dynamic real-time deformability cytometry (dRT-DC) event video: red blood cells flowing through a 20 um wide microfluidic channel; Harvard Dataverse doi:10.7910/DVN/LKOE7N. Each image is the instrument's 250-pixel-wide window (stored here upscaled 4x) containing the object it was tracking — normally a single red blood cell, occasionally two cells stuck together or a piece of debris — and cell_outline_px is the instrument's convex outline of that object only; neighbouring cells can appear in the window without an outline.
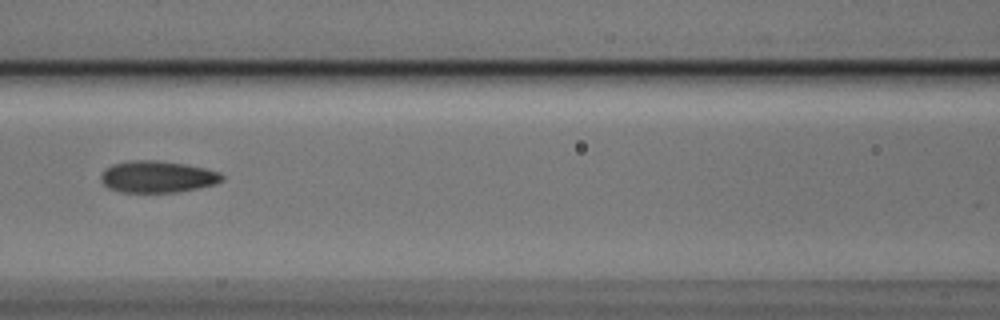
{"species": "Egyptian fruit bat (a non-hibernating species)", "species_latin": "Rousettus aegyptiacus", "temperature_condition": "cold", "stored_images_in_passage": 7, "camera_frame_rate_fps": 3000, "um_per_image_px": 0.085, "animal": {"sex": "male"}, "frame": {"image": 1, "passage_image": 4, "time_ms": 1.0, "image_size_px": [1000, 320], "cell_outline_px": [[224, 180], [216, 184], [200, 188], [180, 192], [120, 192], [108, 188], [100, 180], [100, 176], [104, 168], [112, 164], [132, 160], [156, 160], [188, 164], [220, 172], [224, 176]], "centroid_in_image_um": [13.39, 15.02], "position_along_channel_um": 153.2, "area_um2": 22.77}}
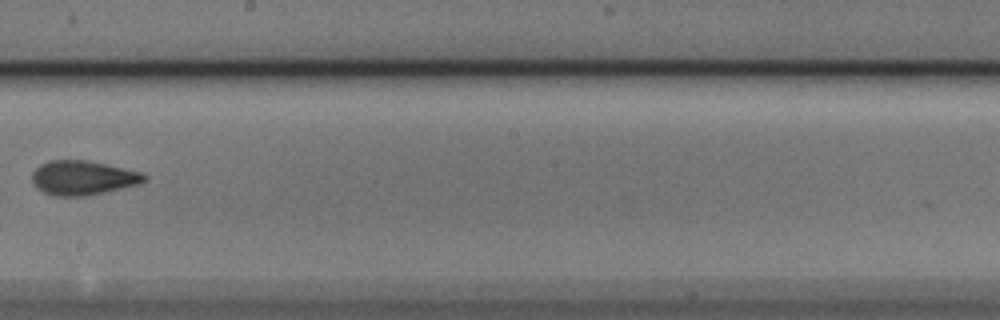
{"frame": {"image": 2, "passage_image": 6, "time_ms": 1.667, "image_size_px": [1000, 320], "cell_outline_px": [[148, 176], [140, 184], [88, 196], [56, 196], [44, 192], [36, 188], [32, 180], [32, 172], [40, 164], [48, 160], [88, 160], [124, 168], [140, 172]], "centroid_in_image_um": [7.03, 15.11], "position_along_channel_um": 241.2, "area_um2": 22.54}}
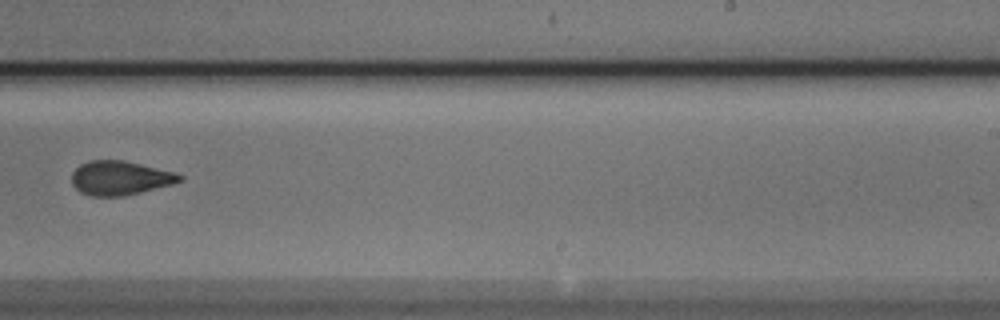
{"frame": {"image": 3, "passage_image": 7, "time_ms": 2.0, "image_size_px": [1000, 320], "cell_outline_px": [[184, 180], [172, 184], [124, 196], [92, 196], [80, 192], [72, 184], [72, 172], [80, 164], [88, 160], [124, 160], [176, 172], [184, 176]], "centroid_in_image_um": [10.21, 15.12], "position_along_channel_um": 278.8, "area_um2": 21.56}}